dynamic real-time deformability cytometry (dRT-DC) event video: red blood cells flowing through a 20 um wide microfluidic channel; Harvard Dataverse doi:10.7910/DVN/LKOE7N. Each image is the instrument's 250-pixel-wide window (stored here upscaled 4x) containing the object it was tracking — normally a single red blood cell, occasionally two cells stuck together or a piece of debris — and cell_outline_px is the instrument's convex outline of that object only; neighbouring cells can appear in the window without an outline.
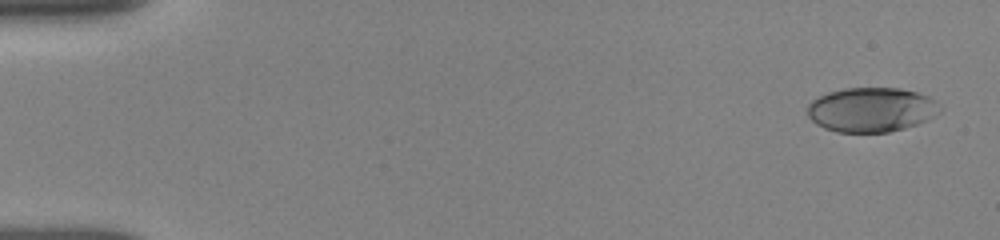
{"species": "human", "species_latin": "Homo sapiens", "temperature_condition": "room temperature", "stored_images_in_passage": 47, "camera_frame_rate_fps": 3000, "um_per_image_px": 0.085, "donor": {"sex": "female"}, "frame": {"image": 1, "passage_image": 1, "time_ms": 0.0, "image_size_px": [1000, 240], "cell_outline_px": [[940, 112], [916, 124], [904, 128], [888, 132], [836, 132], [824, 128], [816, 124], [808, 116], [808, 104], [812, 100], [828, 92], [844, 88], [900, 88], [916, 92], [928, 96], [936, 100]], "centroid_in_image_um": [74.03, 9.32], "position_along_channel_um": 11.0, "area_um2": 34.16}}
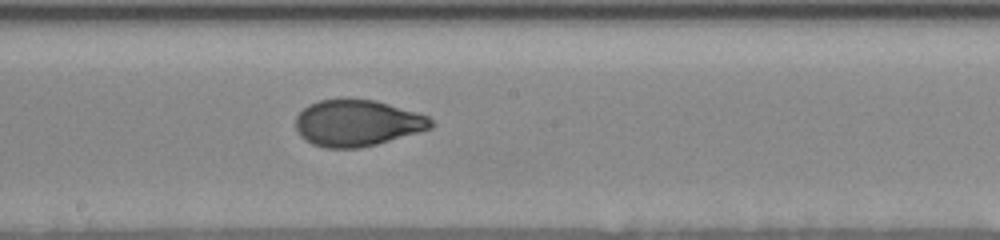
{"frame": {"image": 2, "passage_image": 23, "time_ms": 9.0, "image_size_px": [1000, 240], "cell_outline_px": [[436, 124], [432, 128], [376, 144], [360, 148], [324, 148], [312, 144], [304, 140], [300, 136], [296, 128], [296, 116], [308, 104], [320, 100], [376, 100], [428, 116]], "centroid_in_image_um": [30.35, 10.47], "position_along_channel_um": 217.8, "area_um2": 36.36}}
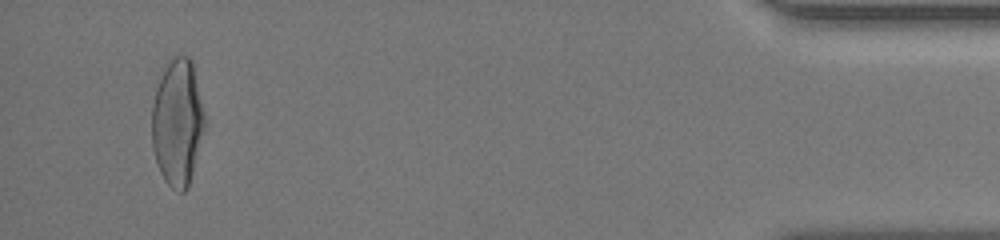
{"frame": {"image": 3, "passage_image": 45, "time_ms": 16.0, "image_size_px": [1000, 240], "cell_outline_px": [[204, 128], [188, 188], [184, 192], [180, 192], [172, 188], [164, 180], [156, 164], [152, 148], [152, 104], [156, 88], [168, 64], [176, 56], [188, 56], [192, 60], [204, 116]], "centroid_in_image_um": [15.06, 10.46], "position_along_channel_um": 420.1, "area_um2": 38.38}, "authors_computed_cell_mechanics": {"area_um2": 36.3562, "velocity_mm_per_s": 3.8531, "shape_relaxation_time_tau1_ms": 5.0502, "shape_relaxation_time_tau2_ms": 0.9313, "deformation_change_tau1": 0.1981, "deformation_change_tau2": 0.056}}